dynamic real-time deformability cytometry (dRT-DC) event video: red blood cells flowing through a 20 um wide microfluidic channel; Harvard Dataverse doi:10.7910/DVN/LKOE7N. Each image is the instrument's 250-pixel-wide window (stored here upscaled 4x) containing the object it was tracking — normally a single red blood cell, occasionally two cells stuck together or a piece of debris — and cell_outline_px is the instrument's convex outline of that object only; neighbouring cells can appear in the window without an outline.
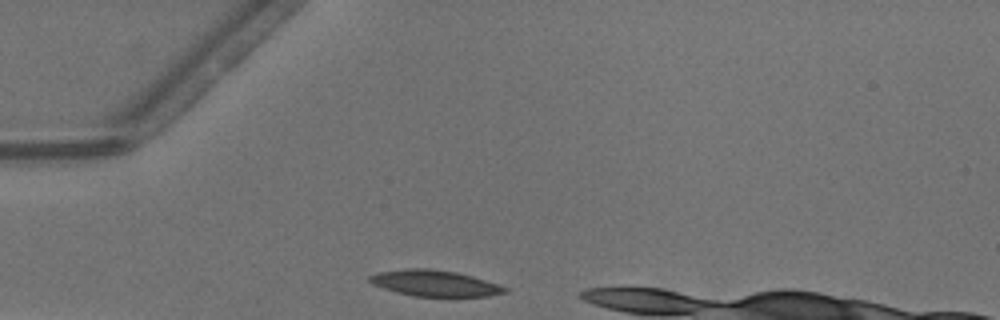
{"species": "common noctule bat (a hibernating species)", "species_latin": "Nyctalus noctula", "temperature_condition": "warm", "stored_images_in_passage": 7, "camera_frame_rate_fps": 3000, "um_per_image_px": 0.085, "animal": {"sex": "male", "body_mass_g": 13.3}, "frame": {"image": 1, "passage_image": 1, "time_ms": 0.0, "image_size_px": [1000, 320], "cell_outline_px": [[508, 292], [488, 296], [412, 296], [396, 292], [372, 284], [368, 280], [368, 276], [380, 272], [408, 268], [428, 268], [456, 272], [472, 276], [508, 288]], "centroid_in_image_um": [36.93, 24.07], "position_along_channel_um": 48.1, "area_um2": 20.35}}
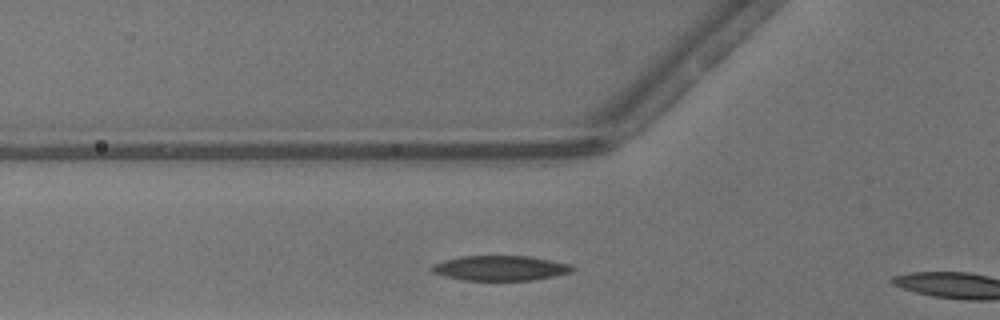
{"frame": {"image": 2, "passage_image": 5, "time_ms": 1.333, "image_size_px": [1000, 320], "cell_outline_px": [[576, 268], [572, 272], [556, 276], [532, 280], [464, 280], [444, 276], [432, 272], [428, 268], [432, 264], [444, 260], [460, 256], [528, 256], [572, 264]], "centroid_in_image_um": [42.52, 22.79], "position_along_channel_um": 83.3, "area_um2": 20.63}}